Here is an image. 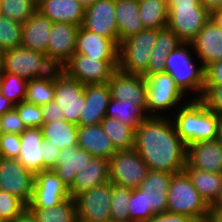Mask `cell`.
I'll use <instances>...</instances> for the list:
<instances>
[{
	"mask_svg": "<svg viewBox=\"0 0 222 222\" xmlns=\"http://www.w3.org/2000/svg\"><path fill=\"white\" fill-rule=\"evenodd\" d=\"M82 27L90 32L111 38L118 44L115 0H96L87 7Z\"/></svg>",
	"mask_w": 222,
	"mask_h": 222,
	"instance_id": "cell-15",
	"label": "cell"
},
{
	"mask_svg": "<svg viewBox=\"0 0 222 222\" xmlns=\"http://www.w3.org/2000/svg\"><path fill=\"white\" fill-rule=\"evenodd\" d=\"M157 40V29L145 28L119 44L118 69L142 75L148 67Z\"/></svg>",
	"mask_w": 222,
	"mask_h": 222,
	"instance_id": "cell-5",
	"label": "cell"
},
{
	"mask_svg": "<svg viewBox=\"0 0 222 222\" xmlns=\"http://www.w3.org/2000/svg\"><path fill=\"white\" fill-rule=\"evenodd\" d=\"M26 129V126L15 108L0 116L1 134L13 133L21 135Z\"/></svg>",
	"mask_w": 222,
	"mask_h": 222,
	"instance_id": "cell-47",
	"label": "cell"
},
{
	"mask_svg": "<svg viewBox=\"0 0 222 222\" xmlns=\"http://www.w3.org/2000/svg\"><path fill=\"white\" fill-rule=\"evenodd\" d=\"M44 140L57 146L60 150L69 146H77L78 125L65 119L43 123L40 128Z\"/></svg>",
	"mask_w": 222,
	"mask_h": 222,
	"instance_id": "cell-31",
	"label": "cell"
},
{
	"mask_svg": "<svg viewBox=\"0 0 222 222\" xmlns=\"http://www.w3.org/2000/svg\"><path fill=\"white\" fill-rule=\"evenodd\" d=\"M118 64L119 61H98L97 58L75 53L61 70L84 85L105 84L118 69Z\"/></svg>",
	"mask_w": 222,
	"mask_h": 222,
	"instance_id": "cell-11",
	"label": "cell"
},
{
	"mask_svg": "<svg viewBox=\"0 0 222 222\" xmlns=\"http://www.w3.org/2000/svg\"><path fill=\"white\" fill-rule=\"evenodd\" d=\"M100 124L116 151L130 150L135 147V130L128 125L108 117H105Z\"/></svg>",
	"mask_w": 222,
	"mask_h": 222,
	"instance_id": "cell-36",
	"label": "cell"
},
{
	"mask_svg": "<svg viewBox=\"0 0 222 222\" xmlns=\"http://www.w3.org/2000/svg\"><path fill=\"white\" fill-rule=\"evenodd\" d=\"M75 53H81L98 61H119V45L111 38L79 27Z\"/></svg>",
	"mask_w": 222,
	"mask_h": 222,
	"instance_id": "cell-17",
	"label": "cell"
},
{
	"mask_svg": "<svg viewBox=\"0 0 222 222\" xmlns=\"http://www.w3.org/2000/svg\"><path fill=\"white\" fill-rule=\"evenodd\" d=\"M211 18L222 28V7L211 12Z\"/></svg>",
	"mask_w": 222,
	"mask_h": 222,
	"instance_id": "cell-57",
	"label": "cell"
},
{
	"mask_svg": "<svg viewBox=\"0 0 222 222\" xmlns=\"http://www.w3.org/2000/svg\"><path fill=\"white\" fill-rule=\"evenodd\" d=\"M20 135L8 133L0 136V157L17 160L20 153Z\"/></svg>",
	"mask_w": 222,
	"mask_h": 222,
	"instance_id": "cell-48",
	"label": "cell"
},
{
	"mask_svg": "<svg viewBox=\"0 0 222 222\" xmlns=\"http://www.w3.org/2000/svg\"><path fill=\"white\" fill-rule=\"evenodd\" d=\"M118 45L144 28L139 16L138 0H115Z\"/></svg>",
	"mask_w": 222,
	"mask_h": 222,
	"instance_id": "cell-28",
	"label": "cell"
},
{
	"mask_svg": "<svg viewBox=\"0 0 222 222\" xmlns=\"http://www.w3.org/2000/svg\"><path fill=\"white\" fill-rule=\"evenodd\" d=\"M15 105L0 93V116L13 109Z\"/></svg>",
	"mask_w": 222,
	"mask_h": 222,
	"instance_id": "cell-53",
	"label": "cell"
},
{
	"mask_svg": "<svg viewBox=\"0 0 222 222\" xmlns=\"http://www.w3.org/2000/svg\"><path fill=\"white\" fill-rule=\"evenodd\" d=\"M131 189L118 187L112 184L111 195V222H130L128 203Z\"/></svg>",
	"mask_w": 222,
	"mask_h": 222,
	"instance_id": "cell-39",
	"label": "cell"
},
{
	"mask_svg": "<svg viewBox=\"0 0 222 222\" xmlns=\"http://www.w3.org/2000/svg\"><path fill=\"white\" fill-rule=\"evenodd\" d=\"M37 222H78L76 203L70 197L49 208H27Z\"/></svg>",
	"mask_w": 222,
	"mask_h": 222,
	"instance_id": "cell-33",
	"label": "cell"
},
{
	"mask_svg": "<svg viewBox=\"0 0 222 222\" xmlns=\"http://www.w3.org/2000/svg\"><path fill=\"white\" fill-rule=\"evenodd\" d=\"M55 67L48 61L47 56L22 46L2 52L0 72H6L26 80L49 75Z\"/></svg>",
	"mask_w": 222,
	"mask_h": 222,
	"instance_id": "cell-6",
	"label": "cell"
},
{
	"mask_svg": "<svg viewBox=\"0 0 222 222\" xmlns=\"http://www.w3.org/2000/svg\"><path fill=\"white\" fill-rule=\"evenodd\" d=\"M217 141L219 142V144L222 147V117H220V122L218 125V137H217Z\"/></svg>",
	"mask_w": 222,
	"mask_h": 222,
	"instance_id": "cell-60",
	"label": "cell"
},
{
	"mask_svg": "<svg viewBox=\"0 0 222 222\" xmlns=\"http://www.w3.org/2000/svg\"><path fill=\"white\" fill-rule=\"evenodd\" d=\"M77 146L94 157L107 160L117 152L101 124L78 126Z\"/></svg>",
	"mask_w": 222,
	"mask_h": 222,
	"instance_id": "cell-22",
	"label": "cell"
},
{
	"mask_svg": "<svg viewBox=\"0 0 222 222\" xmlns=\"http://www.w3.org/2000/svg\"><path fill=\"white\" fill-rule=\"evenodd\" d=\"M70 192H50L45 190H33L32 197L27 208H49L56 206L70 198Z\"/></svg>",
	"mask_w": 222,
	"mask_h": 222,
	"instance_id": "cell-44",
	"label": "cell"
},
{
	"mask_svg": "<svg viewBox=\"0 0 222 222\" xmlns=\"http://www.w3.org/2000/svg\"><path fill=\"white\" fill-rule=\"evenodd\" d=\"M44 123L55 122L64 119L63 111L54 100L42 107Z\"/></svg>",
	"mask_w": 222,
	"mask_h": 222,
	"instance_id": "cell-51",
	"label": "cell"
},
{
	"mask_svg": "<svg viewBox=\"0 0 222 222\" xmlns=\"http://www.w3.org/2000/svg\"><path fill=\"white\" fill-rule=\"evenodd\" d=\"M1 66H2V51L0 50V69H1Z\"/></svg>",
	"mask_w": 222,
	"mask_h": 222,
	"instance_id": "cell-62",
	"label": "cell"
},
{
	"mask_svg": "<svg viewBox=\"0 0 222 222\" xmlns=\"http://www.w3.org/2000/svg\"><path fill=\"white\" fill-rule=\"evenodd\" d=\"M26 128H41L44 119L42 114V107L29 103L25 100L14 107Z\"/></svg>",
	"mask_w": 222,
	"mask_h": 222,
	"instance_id": "cell-45",
	"label": "cell"
},
{
	"mask_svg": "<svg viewBox=\"0 0 222 222\" xmlns=\"http://www.w3.org/2000/svg\"><path fill=\"white\" fill-rule=\"evenodd\" d=\"M61 150L52 145L50 142L44 140L43 142V170L54 169L58 162V157Z\"/></svg>",
	"mask_w": 222,
	"mask_h": 222,
	"instance_id": "cell-49",
	"label": "cell"
},
{
	"mask_svg": "<svg viewBox=\"0 0 222 222\" xmlns=\"http://www.w3.org/2000/svg\"><path fill=\"white\" fill-rule=\"evenodd\" d=\"M33 190L70 192L67 185L56 175L53 169L43 170L34 175Z\"/></svg>",
	"mask_w": 222,
	"mask_h": 222,
	"instance_id": "cell-42",
	"label": "cell"
},
{
	"mask_svg": "<svg viewBox=\"0 0 222 222\" xmlns=\"http://www.w3.org/2000/svg\"><path fill=\"white\" fill-rule=\"evenodd\" d=\"M53 22L36 10L23 24L21 46L46 55Z\"/></svg>",
	"mask_w": 222,
	"mask_h": 222,
	"instance_id": "cell-24",
	"label": "cell"
},
{
	"mask_svg": "<svg viewBox=\"0 0 222 222\" xmlns=\"http://www.w3.org/2000/svg\"><path fill=\"white\" fill-rule=\"evenodd\" d=\"M203 222H213L210 218L203 219Z\"/></svg>",
	"mask_w": 222,
	"mask_h": 222,
	"instance_id": "cell-63",
	"label": "cell"
},
{
	"mask_svg": "<svg viewBox=\"0 0 222 222\" xmlns=\"http://www.w3.org/2000/svg\"><path fill=\"white\" fill-rule=\"evenodd\" d=\"M178 107L180 109L172 121L186 147L199 141L217 140L220 116L209 110L200 99H190Z\"/></svg>",
	"mask_w": 222,
	"mask_h": 222,
	"instance_id": "cell-2",
	"label": "cell"
},
{
	"mask_svg": "<svg viewBox=\"0 0 222 222\" xmlns=\"http://www.w3.org/2000/svg\"><path fill=\"white\" fill-rule=\"evenodd\" d=\"M20 153L18 161L34 175L43 171V142L40 128H27L20 135Z\"/></svg>",
	"mask_w": 222,
	"mask_h": 222,
	"instance_id": "cell-25",
	"label": "cell"
},
{
	"mask_svg": "<svg viewBox=\"0 0 222 222\" xmlns=\"http://www.w3.org/2000/svg\"><path fill=\"white\" fill-rule=\"evenodd\" d=\"M200 100L209 110L222 117V86L204 85L203 95Z\"/></svg>",
	"mask_w": 222,
	"mask_h": 222,
	"instance_id": "cell-46",
	"label": "cell"
},
{
	"mask_svg": "<svg viewBox=\"0 0 222 222\" xmlns=\"http://www.w3.org/2000/svg\"><path fill=\"white\" fill-rule=\"evenodd\" d=\"M183 42L168 27L157 30V40L150 57L147 70L142 76L165 73V61L168 55Z\"/></svg>",
	"mask_w": 222,
	"mask_h": 222,
	"instance_id": "cell-29",
	"label": "cell"
},
{
	"mask_svg": "<svg viewBox=\"0 0 222 222\" xmlns=\"http://www.w3.org/2000/svg\"><path fill=\"white\" fill-rule=\"evenodd\" d=\"M144 222H194L191 218L166 211L162 214H155Z\"/></svg>",
	"mask_w": 222,
	"mask_h": 222,
	"instance_id": "cell-52",
	"label": "cell"
},
{
	"mask_svg": "<svg viewBox=\"0 0 222 222\" xmlns=\"http://www.w3.org/2000/svg\"><path fill=\"white\" fill-rule=\"evenodd\" d=\"M37 10L53 23L82 26L85 8L77 0H42Z\"/></svg>",
	"mask_w": 222,
	"mask_h": 222,
	"instance_id": "cell-23",
	"label": "cell"
},
{
	"mask_svg": "<svg viewBox=\"0 0 222 222\" xmlns=\"http://www.w3.org/2000/svg\"><path fill=\"white\" fill-rule=\"evenodd\" d=\"M128 212L130 222H144L153 216V214L146 209L144 192H142L139 188L131 189Z\"/></svg>",
	"mask_w": 222,
	"mask_h": 222,
	"instance_id": "cell-43",
	"label": "cell"
},
{
	"mask_svg": "<svg viewBox=\"0 0 222 222\" xmlns=\"http://www.w3.org/2000/svg\"><path fill=\"white\" fill-rule=\"evenodd\" d=\"M168 9L167 27L183 43H190L211 18L203 5H168Z\"/></svg>",
	"mask_w": 222,
	"mask_h": 222,
	"instance_id": "cell-9",
	"label": "cell"
},
{
	"mask_svg": "<svg viewBox=\"0 0 222 222\" xmlns=\"http://www.w3.org/2000/svg\"><path fill=\"white\" fill-rule=\"evenodd\" d=\"M84 94L85 104L79 118V126L100 124L106 117L111 98L108 83L86 84Z\"/></svg>",
	"mask_w": 222,
	"mask_h": 222,
	"instance_id": "cell-20",
	"label": "cell"
},
{
	"mask_svg": "<svg viewBox=\"0 0 222 222\" xmlns=\"http://www.w3.org/2000/svg\"><path fill=\"white\" fill-rule=\"evenodd\" d=\"M172 175L164 171L148 170L139 187L144 192L146 209L153 215L167 211V195Z\"/></svg>",
	"mask_w": 222,
	"mask_h": 222,
	"instance_id": "cell-19",
	"label": "cell"
},
{
	"mask_svg": "<svg viewBox=\"0 0 222 222\" xmlns=\"http://www.w3.org/2000/svg\"><path fill=\"white\" fill-rule=\"evenodd\" d=\"M85 85L68 77L61 69H55L54 101L63 111L64 119L79 126V118L85 104Z\"/></svg>",
	"mask_w": 222,
	"mask_h": 222,
	"instance_id": "cell-12",
	"label": "cell"
},
{
	"mask_svg": "<svg viewBox=\"0 0 222 222\" xmlns=\"http://www.w3.org/2000/svg\"><path fill=\"white\" fill-rule=\"evenodd\" d=\"M199 2L211 13L222 7V0H199Z\"/></svg>",
	"mask_w": 222,
	"mask_h": 222,
	"instance_id": "cell-54",
	"label": "cell"
},
{
	"mask_svg": "<svg viewBox=\"0 0 222 222\" xmlns=\"http://www.w3.org/2000/svg\"><path fill=\"white\" fill-rule=\"evenodd\" d=\"M204 85L222 86V60L213 62L204 69Z\"/></svg>",
	"mask_w": 222,
	"mask_h": 222,
	"instance_id": "cell-50",
	"label": "cell"
},
{
	"mask_svg": "<svg viewBox=\"0 0 222 222\" xmlns=\"http://www.w3.org/2000/svg\"><path fill=\"white\" fill-rule=\"evenodd\" d=\"M148 167L136 150L117 151L109 159L110 182L118 187L137 189L146 178Z\"/></svg>",
	"mask_w": 222,
	"mask_h": 222,
	"instance_id": "cell-8",
	"label": "cell"
},
{
	"mask_svg": "<svg viewBox=\"0 0 222 222\" xmlns=\"http://www.w3.org/2000/svg\"><path fill=\"white\" fill-rule=\"evenodd\" d=\"M55 90V70L47 76L27 81L25 101L43 107L53 101Z\"/></svg>",
	"mask_w": 222,
	"mask_h": 222,
	"instance_id": "cell-35",
	"label": "cell"
},
{
	"mask_svg": "<svg viewBox=\"0 0 222 222\" xmlns=\"http://www.w3.org/2000/svg\"><path fill=\"white\" fill-rule=\"evenodd\" d=\"M34 184V174L18 160L0 157V190L9 192L29 204Z\"/></svg>",
	"mask_w": 222,
	"mask_h": 222,
	"instance_id": "cell-13",
	"label": "cell"
},
{
	"mask_svg": "<svg viewBox=\"0 0 222 222\" xmlns=\"http://www.w3.org/2000/svg\"><path fill=\"white\" fill-rule=\"evenodd\" d=\"M13 222H37L31 213L26 209L20 216H18Z\"/></svg>",
	"mask_w": 222,
	"mask_h": 222,
	"instance_id": "cell-55",
	"label": "cell"
},
{
	"mask_svg": "<svg viewBox=\"0 0 222 222\" xmlns=\"http://www.w3.org/2000/svg\"><path fill=\"white\" fill-rule=\"evenodd\" d=\"M210 209H222V188L220 189V192L213 202V204L210 206Z\"/></svg>",
	"mask_w": 222,
	"mask_h": 222,
	"instance_id": "cell-59",
	"label": "cell"
},
{
	"mask_svg": "<svg viewBox=\"0 0 222 222\" xmlns=\"http://www.w3.org/2000/svg\"><path fill=\"white\" fill-rule=\"evenodd\" d=\"M37 10L35 0H0V13L19 24H24Z\"/></svg>",
	"mask_w": 222,
	"mask_h": 222,
	"instance_id": "cell-37",
	"label": "cell"
},
{
	"mask_svg": "<svg viewBox=\"0 0 222 222\" xmlns=\"http://www.w3.org/2000/svg\"><path fill=\"white\" fill-rule=\"evenodd\" d=\"M109 160L94 157L86 167L76 174L74 183L69 187L71 197L109 182Z\"/></svg>",
	"mask_w": 222,
	"mask_h": 222,
	"instance_id": "cell-27",
	"label": "cell"
},
{
	"mask_svg": "<svg viewBox=\"0 0 222 222\" xmlns=\"http://www.w3.org/2000/svg\"><path fill=\"white\" fill-rule=\"evenodd\" d=\"M108 85L111 98L146 107V81L142 75L128 74L116 69Z\"/></svg>",
	"mask_w": 222,
	"mask_h": 222,
	"instance_id": "cell-16",
	"label": "cell"
},
{
	"mask_svg": "<svg viewBox=\"0 0 222 222\" xmlns=\"http://www.w3.org/2000/svg\"><path fill=\"white\" fill-rule=\"evenodd\" d=\"M139 16L144 28L164 29L168 21V0H138Z\"/></svg>",
	"mask_w": 222,
	"mask_h": 222,
	"instance_id": "cell-34",
	"label": "cell"
},
{
	"mask_svg": "<svg viewBox=\"0 0 222 222\" xmlns=\"http://www.w3.org/2000/svg\"><path fill=\"white\" fill-rule=\"evenodd\" d=\"M143 77L146 81V114L149 117H160V112L176 107L177 104H186L181 103L184 93L170 74L160 73Z\"/></svg>",
	"mask_w": 222,
	"mask_h": 222,
	"instance_id": "cell-7",
	"label": "cell"
},
{
	"mask_svg": "<svg viewBox=\"0 0 222 222\" xmlns=\"http://www.w3.org/2000/svg\"><path fill=\"white\" fill-rule=\"evenodd\" d=\"M27 206L13 194L0 190V222H13Z\"/></svg>",
	"mask_w": 222,
	"mask_h": 222,
	"instance_id": "cell-41",
	"label": "cell"
},
{
	"mask_svg": "<svg viewBox=\"0 0 222 222\" xmlns=\"http://www.w3.org/2000/svg\"><path fill=\"white\" fill-rule=\"evenodd\" d=\"M111 195L110 181L77 194L78 222H111Z\"/></svg>",
	"mask_w": 222,
	"mask_h": 222,
	"instance_id": "cell-10",
	"label": "cell"
},
{
	"mask_svg": "<svg viewBox=\"0 0 222 222\" xmlns=\"http://www.w3.org/2000/svg\"><path fill=\"white\" fill-rule=\"evenodd\" d=\"M85 9L91 6L96 0H77Z\"/></svg>",
	"mask_w": 222,
	"mask_h": 222,
	"instance_id": "cell-61",
	"label": "cell"
},
{
	"mask_svg": "<svg viewBox=\"0 0 222 222\" xmlns=\"http://www.w3.org/2000/svg\"><path fill=\"white\" fill-rule=\"evenodd\" d=\"M183 172L188 176L194 188L210 207L222 188V174L188 168L186 165Z\"/></svg>",
	"mask_w": 222,
	"mask_h": 222,
	"instance_id": "cell-30",
	"label": "cell"
},
{
	"mask_svg": "<svg viewBox=\"0 0 222 222\" xmlns=\"http://www.w3.org/2000/svg\"><path fill=\"white\" fill-rule=\"evenodd\" d=\"M168 5H202L199 0H168Z\"/></svg>",
	"mask_w": 222,
	"mask_h": 222,
	"instance_id": "cell-56",
	"label": "cell"
},
{
	"mask_svg": "<svg viewBox=\"0 0 222 222\" xmlns=\"http://www.w3.org/2000/svg\"><path fill=\"white\" fill-rule=\"evenodd\" d=\"M27 81L18 75L0 72V93L14 105H18L25 99Z\"/></svg>",
	"mask_w": 222,
	"mask_h": 222,
	"instance_id": "cell-38",
	"label": "cell"
},
{
	"mask_svg": "<svg viewBox=\"0 0 222 222\" xmlns=\"http://www.w3.org/2000/svg\"><path fill=\"white\" fill-rule=\"evenodd\" d=\"M186 166L222 174V147L217 140L199 141L187 146Z\"/></svg>",
	"mask_w": 222,
	"mask_h": 222,
	"instance_id": "cell-21",
	"label": "cell"
},
{
	"mask_svg": "<svg viewBox=\"0 0 222 222\" xmlns=\"http://www.w3.org/2000/svg\"><path fill=\"white\" fill-rule=\"evenodd\" d=\"M40 1H42V0H35V2L38 4Z\"/></svg>",
	"mask_w": 222,
	"mask_h": 222,
	"instance_id": "cell-64",
	"label": "cell"
},
{
	"mask_svg": "<svg viewBox=\"0 0 222 222\" xmlns=\"http://www.w3.org/2000/svg\"><path fill=\"white\" fill-rule=\"evenodd\" d=\"M213 222H222V209H210V217Z\"/></svg>",
	"mask_w": 222,
	"mask_h": 222,
	"instance_id": "cell-58",
	"label": "cell"
},
{
	"mask_svg": "<svg viewBox=\"0 0 222 222\" xmlns=\"http://www.w3.org/2000/svg\"><path fill=\"white\" fill-rule=\"evenodd\" d=\"M78 29L79 26L68 23H53L46 56L55 69H62L75 54Z\"/></svg>",
	"mask_w": 222,
	"mask_h": 222,
	"instance_id": "cell-14",
	"label": "cell"
},
{
	"mask_svg": "<svg viewBox=\"0 0 222 222\" xmlns=\"http://www.w3.org/2000/svg\"><path fill=\"white\" fill-rule=\"evenodd\" d=\"M22 24L6 17L0 19V50L2 52L21 46Z\"/></svg>",
	"mask_w": 222,
	"mask_h": 222,
	"instance_id": "cell-40",
	"label": "cell"
},
{
	"mask_svg": "<svg viewBox=\"0 0 222 222\" xmlns=\"http://www.w3.org/2000/svg\"><path fill=\"white\" fill-rule=\"evenodd\" d=\"M93 158V155L78 146L65 147L61 150L53 171L69 188L74 183L76 174L83 170Z\"/></svg>",
	"mask_w": 222,
	"mask_h": 222,
	"instance_id": "cell-26",
	"label": "cell"
},
{
	"mask_svg": "<svg viewBox=\"0 0 222 222\" xmlns=\"http://www.w3.org/2000/svg\"><path fill=\"white\" fill-rule=\"evenodd\" d=\"M188 47L192 49L191 43H182L168 55L165 73L170 74L184 94L187 90L197 92L198 96L193 99H201L204 91V67H196Z\"/></svg>",
	"mask_w": 222,
	"mask_h": 222,
	"instance_id": "cell-4",
	"label": "cell"
},
{
	"mask_svg": "<svg viewBox=\"0 0 222 222\" xmlns=\"http://www.w3.org/2000/svg\"><path fill=\"white\" fill-rule=\"evenodd\" d=\"M164 116L148 117L138 126L134 149L148 170L174 175L185 168L187 147L177 135L173 121Z\"/></svg>",
	"mask_w": 222,
	"mask_h": 222,
	"instance_id": "cell-1",
	"label": "cell"
},
{
	"mask_svg": "<svg viewBox=\"0 0 222 222\" xmlns=\"http://www.w3.org/2000/svg\"><path fill=\"white\" fill-rule=\"evenodd\" d=\"M190 43L204 69L209 64L222 60V28L212 18Z\"/></svg>",
	"mask_w": 222,
	"mask_h": 222,
	"instance_id": "cell-18",
	"label": "cell"
},
{
	"mask_svg": "<svg viewBox=\"0 0 222 222\" xmlns=\"http://www.w3.org/2000/svg\"><path fill=\"white\" fill-rule=\"evenodd\" d=\"M167 211L185 215L194 222L210 217V207L184 172L172 175L167 195Z\"/></svg>",
	"mask_w": 222,
	"mask_h": 222,
	"instance_id": "cell-3",
	"label": "cell"
},
{
	"mask_svg": "<svg viewBox=\"0 0 222 222\" xmlns=\"http://www.w3.org/2000/svg\"><path fill=\"white\" fill-rule=\"evenodd\" d=\"M106 117L118 120L136 130L149 116L146 114V107H138L133 103L110 98Z\"/></svg>",
	"mask_w": 222,
	"mask_h": 222,
	"instance_id": "cell-32",
	"label": "cell"
}]
</instances>
